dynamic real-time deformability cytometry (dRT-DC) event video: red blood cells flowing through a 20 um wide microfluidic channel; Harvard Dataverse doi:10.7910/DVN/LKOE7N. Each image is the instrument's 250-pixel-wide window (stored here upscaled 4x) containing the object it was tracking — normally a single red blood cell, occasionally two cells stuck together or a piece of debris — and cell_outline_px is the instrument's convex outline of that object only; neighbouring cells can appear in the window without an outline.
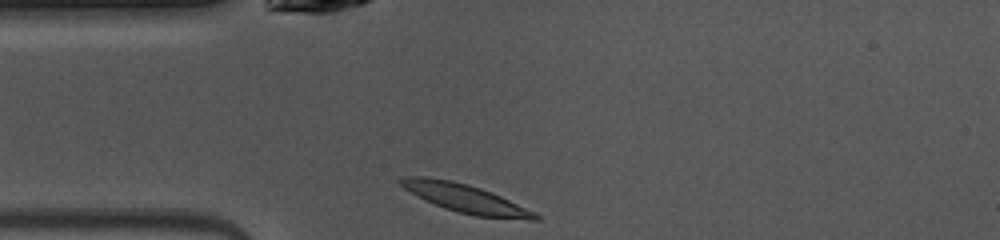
{"species": "common noctule bat (a hibernating species)", "species_latin": "Nyctalus noctula", "temperature_condition": "warm", "stored_images_in_passage": 38, "camera_frame_rate_fps": 3000, "um_per_image_px": 0.085, "animal": {"sex": "female", "body_mass_g": 10.0, "forearm_length_mm": 53.1}, "frame": {"image": 1, "passage_image": 1, "time_ms": 0.0, "image_size_px": [1000, 240], "cell_outline_px": [[540, 220], [528, 220], [476, 216], [444, 208], [424, 200], [404, 188], [396, 180], [400, 176], [420, 176], [452, 180], [468, 184], [480, 188], [500, 196], [536, 212], [540, 216]], "centroid_in_image_um": [39.54, 16.86], "position_along_channel_um": 45.5, "area_um2": 22.25}}
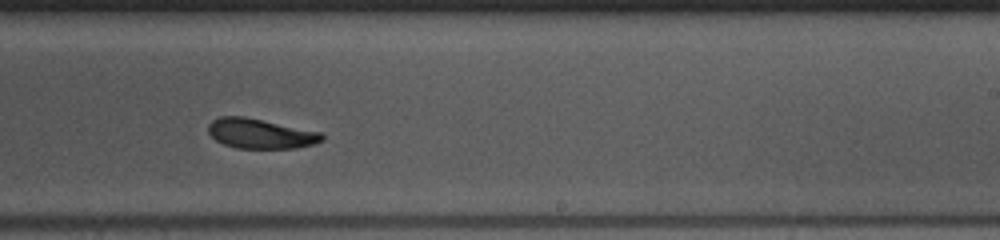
{"frame": {"image": 2, "passage_image": 18, "time_ms": 5.667, "image_size_px": [1000, 240], "cell_outline_px": [[324, 140], [312, 144], [296, 148], [236, 148], [224, 144], [216, 140], [208, 132], [208, 124], [212, 120], [220, 116], [244, 116], [324, 132]], "centroid_in_image_um": [22.16, 11.35], "position_along_channel_um": 266.8, "area_um2": 19.94}}
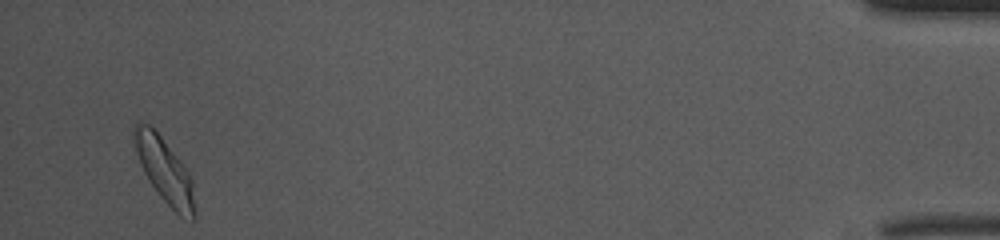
{"frame": {"image": 3, "passage_image": 36, "time_ms": 11.667, "image_size_px": [1000, 240], "cell_outline_px": [[196, 220], [192, 220], [180, 216], [160, 196], [148, 180], [140, 164], [136, 152], [132, 136], [132, 128], [136, 124], [148, 124], [160, 136], [180, 160], [188, 172], [192, 180], [196, 216]], "centroid_in_image_um": [13.99, 14.52], "position_along_channel_um": 421.2, "area_um2": 22.54}, "authors_computed_cell_mechanics": {"area_um2": 20.4034, "velocity_mm_per_s": 4.0487, "shape_relaxation_time_tau1_ms": 2.5704, "shape_relaxation_time_tau2_ms": 1.6936, "deformation_change_tau1": 0.1307, "deformation_change_tau2": 0.0796}}